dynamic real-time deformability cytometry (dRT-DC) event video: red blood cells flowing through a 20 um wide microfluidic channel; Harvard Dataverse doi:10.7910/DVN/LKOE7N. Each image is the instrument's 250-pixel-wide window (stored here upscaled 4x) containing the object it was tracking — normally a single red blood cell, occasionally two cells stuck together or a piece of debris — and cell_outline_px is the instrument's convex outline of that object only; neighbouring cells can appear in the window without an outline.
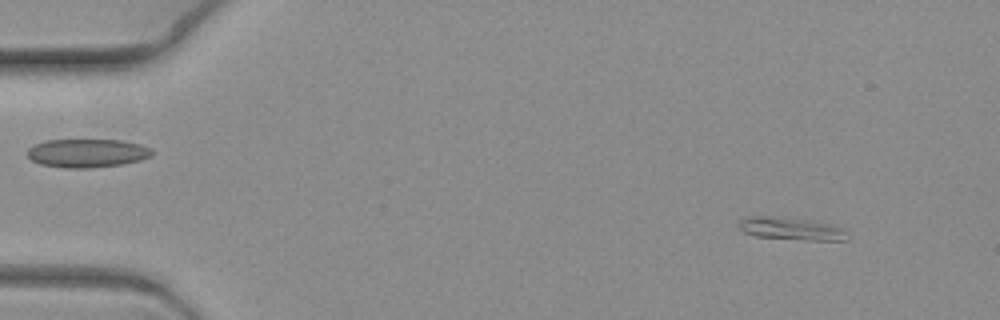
{"species": "common noctule bat (a hibernating species)", "species_latin": "Nyctalus noctula", "temperature_condition": "warm", "stored_images_in_passage": 9, "camera_frame_rate_fps": 3000, "um_per_image_px": 0.085, "animal": {"sex": "female", "body_mass_g": 19.3, "forearm_length_mm": 54.1}, "frame": {"image": 1, "passage_image": 2, "time_ms": 0.333, "image_size_px": [1000, 320], "cell_outline_px": [[848, 240], [804, 240], [756, 236], [744, 232], [740, 228], [740, 220], [744, 216], [772, 216], [820, 220], [844, 228]], "centroid_in_image_um": [67.3, 19.42], "position_along_channel_um": 17.7, "area_um2": 14.57}}
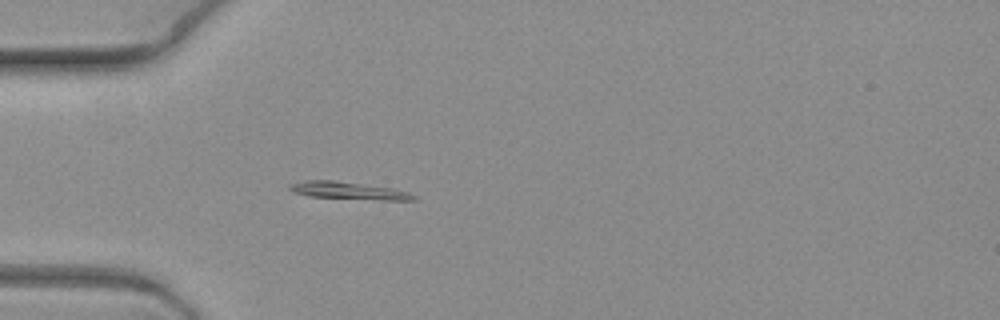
{"frame": {"image": 2, "passage_image": 6, "time_ms": 1.667, "image_size_px": [1000, 320], "cell_outline_px": [[416, 200], [384, 200], [308, 196], [292, 192], [288, 188], [292, 184], [308, 180], [332, 180], [392, 188], [408, 192], [416, 196]], "centroid_in_image_um": [29.64, 16.21], "position_along_channel_um": 55.4, "area_um2": 12.31}}
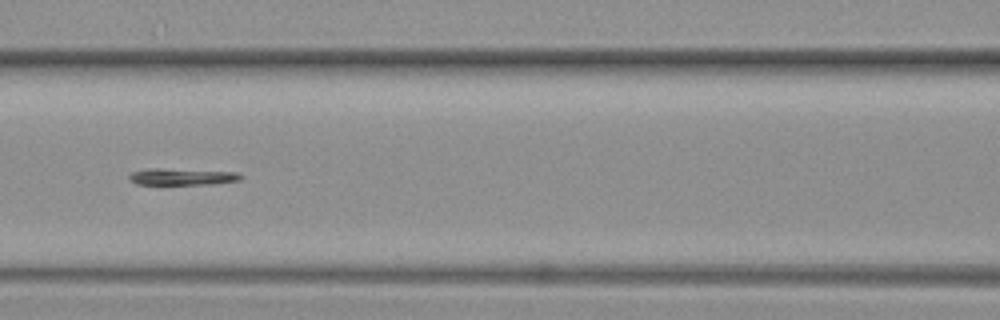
{"frame": {"image": 3, "passage_image": 9, "time_ms": 2.667, "image_size_px": [1000, 320], "cell_outline_px": [[244, 176], [240, 180], [212, 184], [136, 184], [128, 180], [128, 176], [132, 172], [148, 168], [160, 168], [236, 172]], "centroid_in_image_um": [15.45, 15.02], "position_along_channel_um": 151.2, "area_um2": 10.87}}